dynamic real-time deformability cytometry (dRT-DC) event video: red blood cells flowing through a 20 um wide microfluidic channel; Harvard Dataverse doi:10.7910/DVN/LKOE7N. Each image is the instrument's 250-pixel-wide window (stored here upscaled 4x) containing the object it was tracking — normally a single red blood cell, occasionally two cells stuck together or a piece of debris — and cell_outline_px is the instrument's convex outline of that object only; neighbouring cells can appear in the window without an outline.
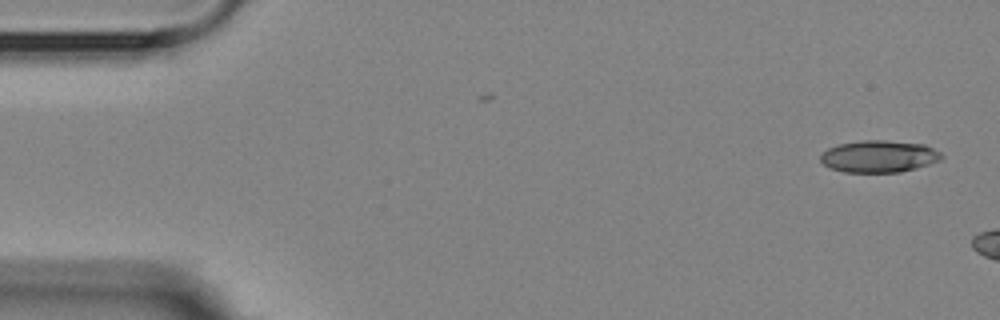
{"species": "Egyptian fruit bat (a non-hibernating species)", "species_latin": "Rousettus aegyptiacus", "temperature_condition": "room temperature", "stored_images_in_passage": 3, "camera_frame_rate_fps": 3000, "um_per_image_px": 0.085, "animal": {"sex": "female"}, "frame": {"image": 1, "passage_image": 3, "time_ms": 2.0, "image_size_px": [1000, 320], "cell_outline_px": [[944, 156], [940, 160], [916, 168], [900, 172], [844, 172], [832, 168], [824, 164], [820, 160], [820, 152], [828, 148], [840, 144], [860, 140], [884, 140], [924, 144], [940, 152]], "centroid_in_image_um": [74.7, 13.29], "position_along_channel_um": 10.3, "area_um2": 22.54}}